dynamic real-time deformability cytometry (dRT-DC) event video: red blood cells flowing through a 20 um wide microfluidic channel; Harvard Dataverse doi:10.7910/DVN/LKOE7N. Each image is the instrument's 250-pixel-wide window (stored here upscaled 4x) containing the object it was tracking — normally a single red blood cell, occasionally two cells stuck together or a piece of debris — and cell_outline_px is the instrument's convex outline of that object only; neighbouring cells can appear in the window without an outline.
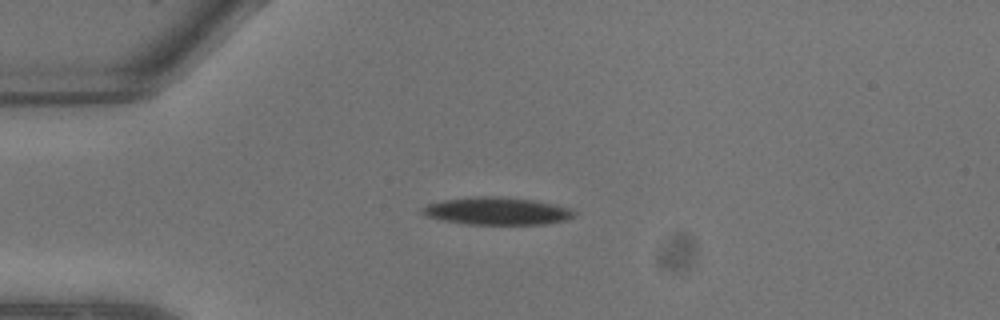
{"species": "common noctule bat (a hibernating species)", "species_latin": "Nyctalus noctula", "temperature_condition": "warm", "stored_images_in_passage": 2, "camera_frame_rate_fps": 3000, "um_per_image_px": 0.085, "animal": {"sex": "male", "body_mass_g": 13.3}, "frame": {"image": 1, "passage_image": 1, "time_ms": 0.0, "image_size_px": [1000, 320], "cell_outline_px": [[576, 216], [568, 220], [544, 224], [468, 224], [444, 220], [424, 216], [420, 212], [420, 208], [428, 204], [444, 200], [476, 196], [496, 196], [536, 200], [572, 208], [576, 212]], "centroid_in_image_um": [42.28, 17.93], "position_along_channel_um": 42.7, "area_um2": 24.57}}